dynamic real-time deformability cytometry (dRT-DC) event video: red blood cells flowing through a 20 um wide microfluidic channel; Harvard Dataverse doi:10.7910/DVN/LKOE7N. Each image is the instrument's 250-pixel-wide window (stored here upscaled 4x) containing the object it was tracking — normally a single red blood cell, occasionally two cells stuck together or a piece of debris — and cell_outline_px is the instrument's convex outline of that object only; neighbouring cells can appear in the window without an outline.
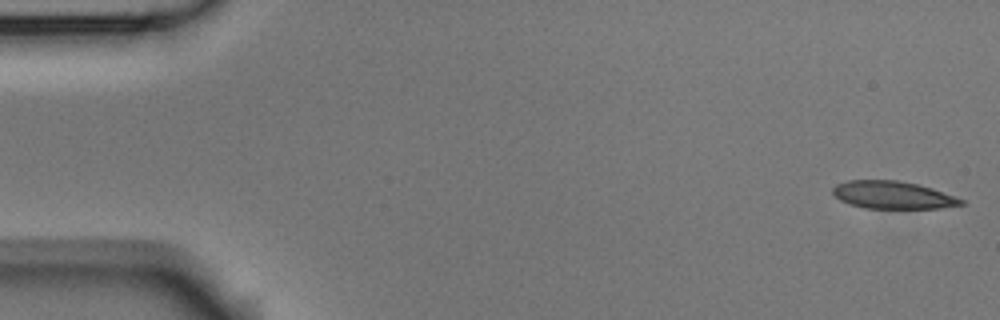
{"species": "Egyptian fruit bat (a non-hibernating species)", "species_latin": "Rousettus aegyptiacus", "temperature_condition": "room temperature", "stored_images_in_passage": 4, "camera_frame_rate_fps": 3000, "um_per_image_px": 0.085, "animal": {"sex": "male"}, "frame": {"image": 1, "passage_image": 1, "time_ms": 0.0, "image_size_px": [1000, 320], "cell_outline_px": [[964, 204], [940, 208], [864, 208], [840, 200], [832, 192], [832, 188], [836, 184], [848, 180], [896, 180], [916, 184], [932, 188], [964, 200]], "centroid_in_image_um": [75.86, 16.57], "position_along_channel_um": 9.1, "area_um2": 20.4}}